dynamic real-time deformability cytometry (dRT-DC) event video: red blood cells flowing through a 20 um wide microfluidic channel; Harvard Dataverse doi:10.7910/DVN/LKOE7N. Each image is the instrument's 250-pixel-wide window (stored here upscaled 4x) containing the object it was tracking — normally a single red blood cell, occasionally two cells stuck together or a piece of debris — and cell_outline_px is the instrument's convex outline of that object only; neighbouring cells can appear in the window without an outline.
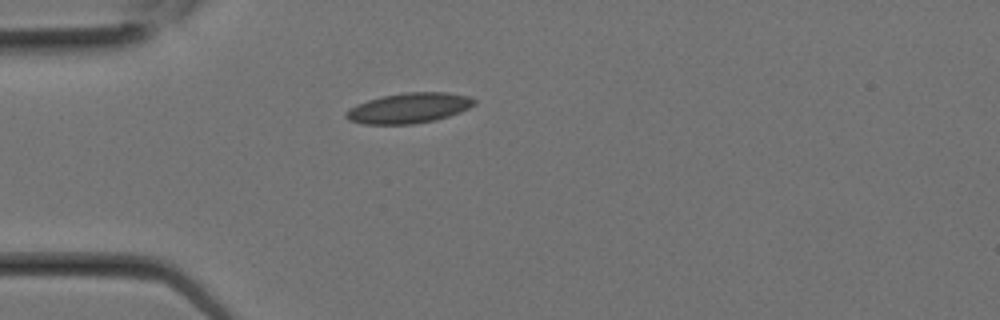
{"species": "Egyptian fruit bat (a non-hibernating species)", "species_latin": "Rousettus aegyptiacus", "temperature_condition": "room temperature", "stored_images_in_passage": 2, "camera_frame_rate_fps": 3000, "um_per_image_px": 0.085, "animal": {"sex": "female"}, "frame": {"image": 1, "passage_image": 2, "time_ms": 0.333, "image_size_px": [1000, 320], "cell_outline_px": [[476, 104], [460, 112], [436, 120], [412, 124], [364, 124], [348, 120], [344, 116], [344, 112], [348, 108], [356, 104], [368, 100], [384, 96], [404, 92], [448, 92], [472, 96], [476, 100]], "centroid_in_image_um": [34.76, 9.18], "position_along_channel_um": 50.2, "area_um2": 22.83}}